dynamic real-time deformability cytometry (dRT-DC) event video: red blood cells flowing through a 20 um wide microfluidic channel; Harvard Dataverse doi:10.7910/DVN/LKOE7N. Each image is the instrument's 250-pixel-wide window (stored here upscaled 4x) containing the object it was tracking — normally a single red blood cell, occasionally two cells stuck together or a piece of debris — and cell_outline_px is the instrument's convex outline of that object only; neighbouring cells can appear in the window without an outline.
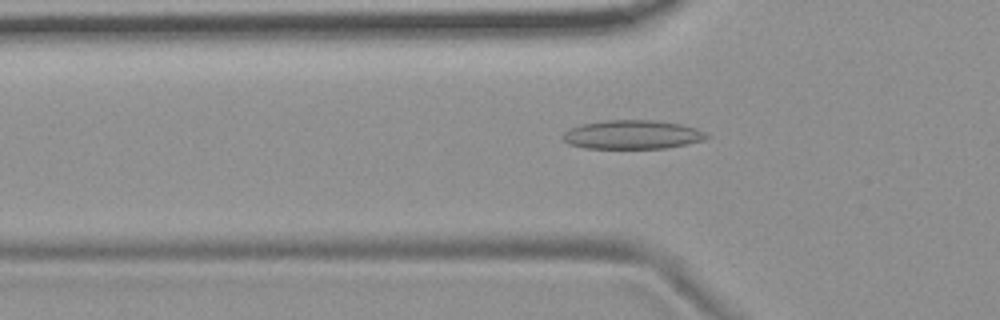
{"species": "common noctule bat (a hibernating species)", "species_latin": "Nyctalus noctula", "temperature_condition": "room temperature", "stored_images_in_passage": 42, "camera_frame_rate_fps": 3000, "um_per_image_px": 0.085, "animal": {"sex": "female", "body_mass_g": 19.9}, "frame": {"image": 1, "passage_image": 6, "time_ms": 1.667, "image_size_px": [1000, 320], "cell_outline_px": [[712, 136], [704, 140], [688, 144], [668, 148], [584, 148], [568, 144], [560, 136], [568, 128], [580, 124], [604, 120], [652, 120], [680, 124], [696, 128]], "centroid_in_image_um": [53.73, 11.44], "position_along_channel_um": 72.1, "area_um2": 24.45}}
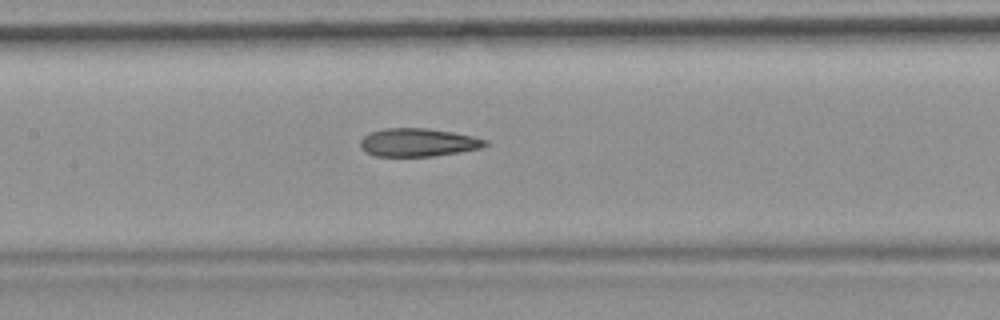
{"frame": {"image": 2, "passage_image": 14, "time_ms": 4.333, "image_size_px": [1000, 320], "cell_outline_px": [[488, 144], [480, 148], [460, 152], [432, 156], [372, 156], [364, 152], [360, 148], [360, 140], [364, 136], [372, 132], [384, 128], [424, 128], [452, 132], [472, 136], [488, 140]], "centroid_in_image_um": [35.5, 12.11], "position_along_channel_um": 171.9, "area_um2": 20.52}}
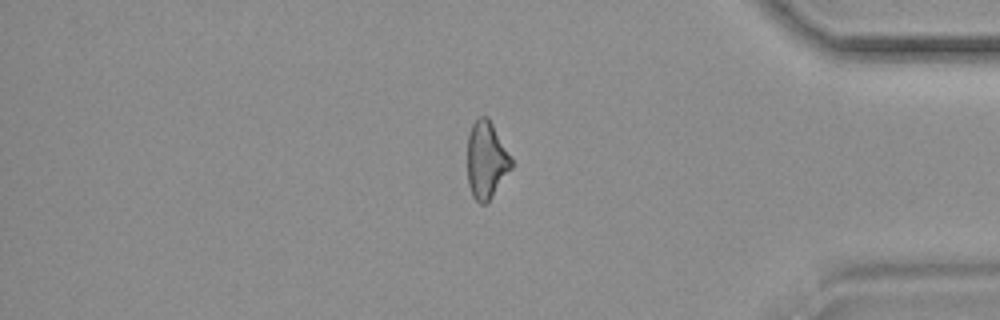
{"frame": {"image": 3, "passage_image": 34, "time_ms": 11.0, "image_size_px": [1000, 320], "cell_outline_px": [[512, 168], [492, 196], [484, 204], [480, 204], [472, 196], [468, 184], [468, 136], [472, 124], [480, 116], [488, 116], [512, 156]], "centroid_in_image_um": [41.35, 13.59], "position_along_channel_um": 393.8, "area_um2": 19.83}, "authors_computed_cell_mechanics": {"area_um2": 20.808, "velocity_mm_per_s": 3.7226, "shape_relaxation_time_tau1_ms": null, "shape_relaxation_time_tau2_ms": 4.8857, "deformation_change_tau1": null, "deformation_change_tau2": 0.1398}}